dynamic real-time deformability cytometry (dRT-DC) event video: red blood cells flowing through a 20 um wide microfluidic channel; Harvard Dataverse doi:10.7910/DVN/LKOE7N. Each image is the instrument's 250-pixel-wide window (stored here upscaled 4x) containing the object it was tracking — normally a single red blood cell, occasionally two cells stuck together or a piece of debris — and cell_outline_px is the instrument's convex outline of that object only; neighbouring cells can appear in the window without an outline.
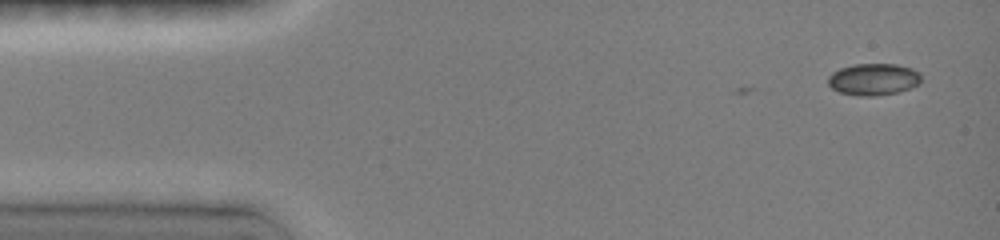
{"species": "common noctule bat (a hibernating species)", "species_latin": "Nyctalus noctula", "temperature_condition": "room temperature", "stored_images_in_passage": 4, "camera_frame_rate_fps": 3000, "um_per_image_px": 0.085, "animal": {"sex": "female", "body_mass_g": 19.0, "forearm_length_mm": 51.5}, "frame": {"image": 1, "passage_image": 1, "time_ms": 0.0, "image_size_px": [1000, 240], "cell_outline_px": [[920, 80], [912, 88], [900, 92], [876, 96], [860, 96], [840, 92], [832, 88], [828, 84], [828, 76], [832, 72], [840, 68], [852, 64], [896, 64], [912, 68], [920, 72]], "centroid_in_image_um": [74.24, 6.74], "position_along_channel_um": 10.8, "area_um2": 17.4}}